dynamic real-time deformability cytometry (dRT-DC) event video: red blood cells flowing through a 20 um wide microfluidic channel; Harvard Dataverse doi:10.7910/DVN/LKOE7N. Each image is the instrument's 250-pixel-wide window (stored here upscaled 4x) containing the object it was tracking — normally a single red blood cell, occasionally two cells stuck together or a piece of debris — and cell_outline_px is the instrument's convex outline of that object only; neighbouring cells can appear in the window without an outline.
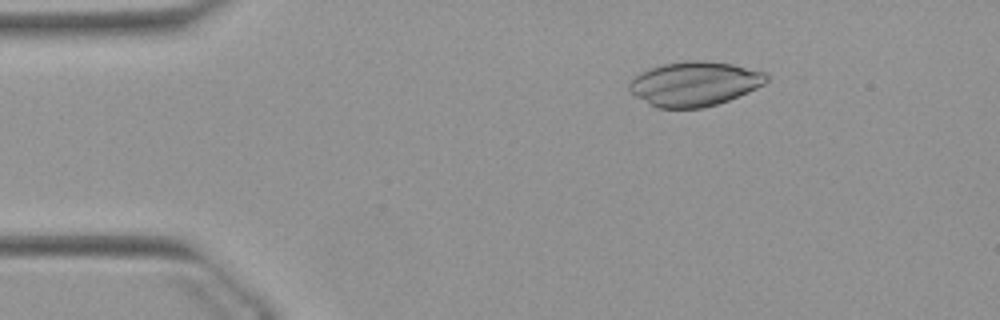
{"species": "Egyptian fruit bat (a non-hibernating species)", "species_latin": "Rousettus aegyptiacus", "temperature_condition": "warm", "stored_images_in_passage": 35, "camera_frame_rate_fps": 3000, "um_per_image_px": 0.085, "animal": {"sex": "female"}, "frame": {"image": 1, "passage_image": 8, "time_ms": 2.333, "image_size_px": [1000, 320], "cell_outline_px": [[768, 80], [764, 84], [748, 92], [728, 100], [704, 108], [656, 108], [628, 92], [628, 84], [640, 72], [648, 68], [664, 64], [684, 60], [704, 60], [732, 64], [764, 72], [768, 76]], "centroid_in_image_um": [59.0, 7.12], "position_along_channel_um": 26.0, "area_um2": 35.66}}
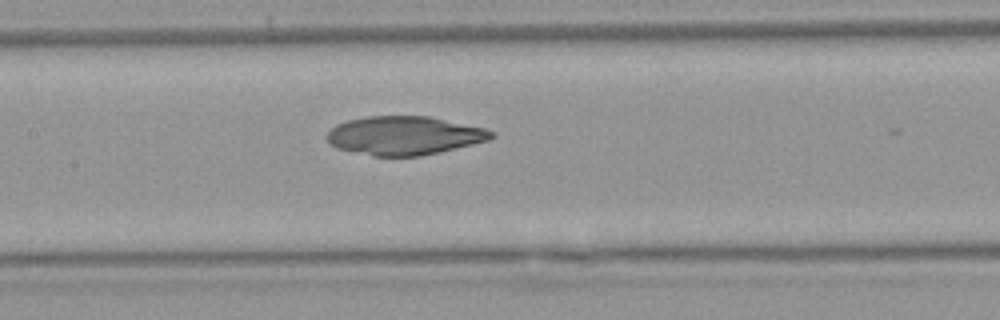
{"frame": {"image": 2, "passage_image": 24, "time_ms": 7.667, "image_size_px": [1000, 320], "cell_outline_px": [[496, 136], [488, 140], [440, 152], [420, 156], [376, 156], [336, 148], [328, 140], [328, 132], [336, 124], [348, 120], [368, 116], [428, 116], [484, 128], [496, 132]], "centroid_in_image_um": [34.39, 11.52], "position_along_channel_um": 173.0, "area_um2": 36.76}}
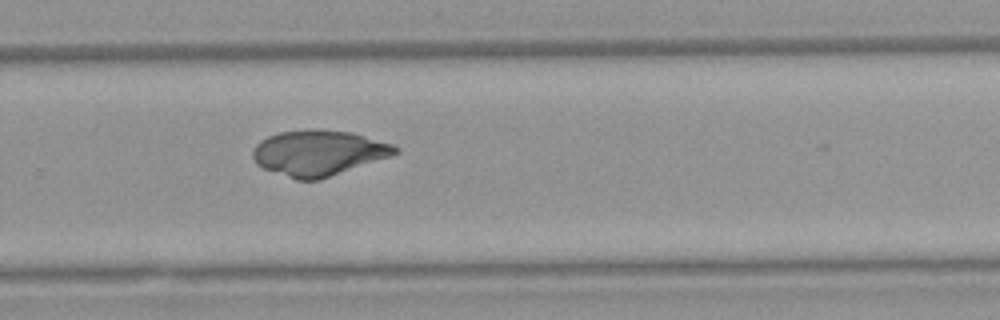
{"frame": {"image": 3, "passage_image": 34, "time_ms": 11.0, "image_size_px": [1000, 320], "cell_outline_px": [[400, 152], [320, 180], [296, 180], [264, 168], [256, 164], [252, 156], [252, 152], [256, 144], [260, 140], [268, 136], [280, 132], [308, 128], [316, 128], [352, 132], [392, 144], [400, 148]], "centroid_in_image_um": [27.05, 12.98], "position_along_channel_um": 302.8, "area_um2": 37.8}}